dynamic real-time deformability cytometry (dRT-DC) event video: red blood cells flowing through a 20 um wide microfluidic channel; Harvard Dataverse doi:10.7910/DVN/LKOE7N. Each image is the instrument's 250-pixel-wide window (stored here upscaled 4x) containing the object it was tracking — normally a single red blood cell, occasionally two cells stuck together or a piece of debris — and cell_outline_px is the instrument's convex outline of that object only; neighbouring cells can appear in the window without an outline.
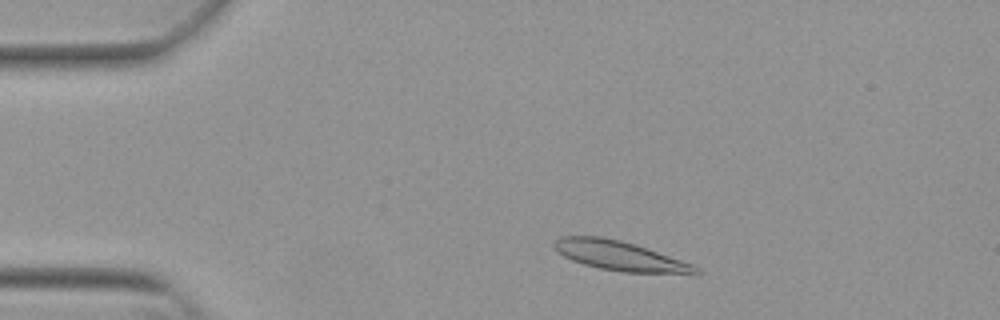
{"species": "Egyptian fruit bat (a non-hibernating species)", "species_latin": "Rousettus aegyptiacus", "temperature_condition": "warm", "stored_images_in_passage": 29, "camera_frame_rate_fps": 3000, "um_per_image_px": 0.085, "animal": {"sex": "female"}, "frame": {"image": 1, "passage_image": 6, "time_ms": 1.667, "image_size_px": [1000, 320], "cell_outline_px": [[704, 272], [620, 272], [600, 268], [584, 264], [572, 260], [556, 252], [552, 244], [560, 236], [600, 236], [620, 240], [692, 264], [700, 268]], "centroid_in_image_um": [52.55, 21.72], "position_along_channel_um": 32.5, "area_um2": 23.58}}
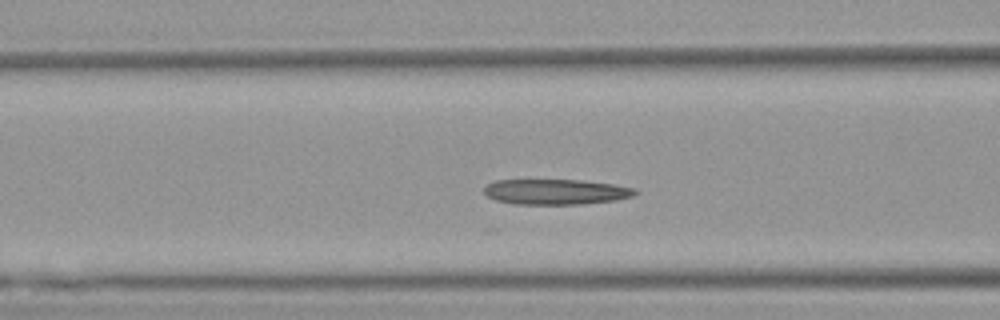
{"frame": {"image": 2, "passage_image": 17, "time_ms": 5.333, "image_size_px": [1000, 320], "cell_outline_px": [[636, 192], [632, 196], [616, 200], [584, 204], [512, 204], [496, 200], [488, 196], [484, 192], [484, 188], [488, 184], [496, 180], [580, 180], [612, 184], [636, 188]], "centroid_in_image_um": [47.24, 16.31], "position_along_channel_um": 119.4, "area_um2": 22.25}}
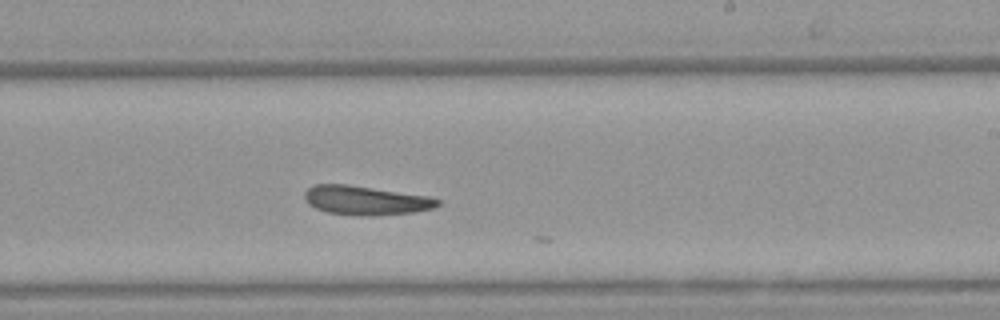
{"frame": {"image": 3, "passage_image": 28, "time_ms": 9.0, "image_size_px": [1000, 320], "cell_outline_px": [[440, 204], [432, 208], [412, 212], [368, 216], [360, 216], [328, 212], [316, 208], [308, 204], [304, 200], [304, 192], [312, 184], [348, 184], [428, 196], [440, 200]], "centroid_in_image_um": [31.03, 17.02], "position_along_channel_um": 258.0, "area_um2": 22.48}}